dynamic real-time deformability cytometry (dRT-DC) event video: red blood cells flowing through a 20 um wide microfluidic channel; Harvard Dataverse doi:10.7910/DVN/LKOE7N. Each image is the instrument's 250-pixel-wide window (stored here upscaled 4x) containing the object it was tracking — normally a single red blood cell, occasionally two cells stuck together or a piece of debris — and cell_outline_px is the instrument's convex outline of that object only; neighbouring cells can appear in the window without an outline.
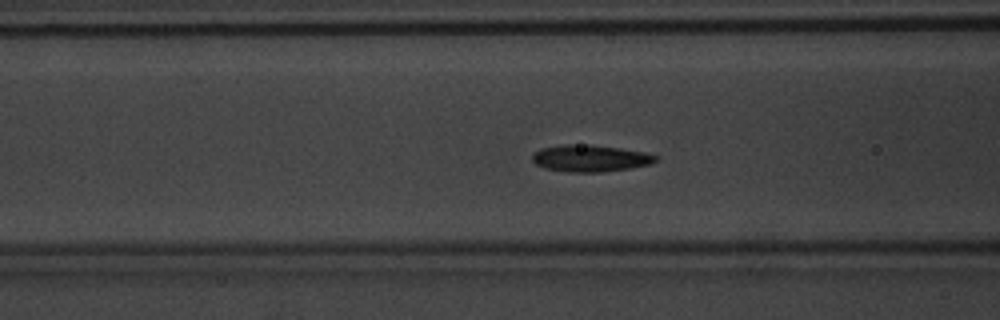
{"species": "common noctule bat (a hibernating species)", "species_latin": "Nyctalus noctula", "temperature_condition": "warm", "stored_images_in_passage": 38, "camera_frame_rate_fps": 3000, "um_per_image_px": 0.085, "animal": {"sex": "male", "body_mass_g": 20.1, "forearm_length_mm": 53.5}, "frame": {"image": 1, "passage_image": 5, "time_ms": 1.333, "image_size_px": [1000, 320], "cell_outline_px": [[660, 156], [656, 160], [648, 164], [632, 168], [600, 172], [568, 172], [544, 168], [536, 164], [532, 160], [532, 156], [540, 148], [564, 144], [592, 144], [620, 148], [644, 152]], "centroid_in_image_um": [50.16, 13.45], "position_along_channel_um": 116.4, "area_um2": 19.36}}
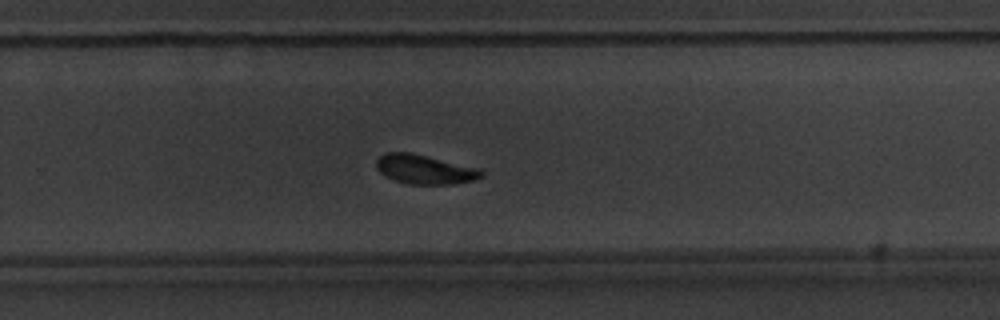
{"frame": {"image": 2, "passage_image": 19, "time_ms": 6.0, "image_size_px": [1000, 320], "cell_outline_px": [[484, 176], [476, 180], [452, 184], [408, 184], [384, 176], [376, 168], [376, 160], [380, 156], [388, 152], [408, 152], [480, 168], [484, 172]], "centroid_in_image_um": [36.12, 14.41], "position_along_channel_um": 293.7, "area_um2": 17.92}}
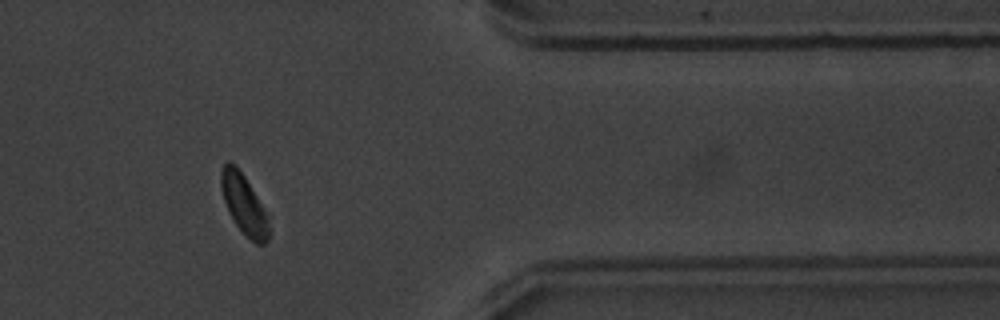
{"frame": {"image": 3, "passage_image": 28, "time_ms": 9.0, "image_size_px": [1000, 320], "cell_outline_px": [[268, 240], [264, 244], [256, 244], [236, 224], [228, 212], [220, 188], [220, 172], [224, 164], [228, 160], [244, 176], [268, 216]], "centroid_in_image_um": [20.7, 17.37], "position_along_channel_um": 390.7, "area_um2": 16.13}}